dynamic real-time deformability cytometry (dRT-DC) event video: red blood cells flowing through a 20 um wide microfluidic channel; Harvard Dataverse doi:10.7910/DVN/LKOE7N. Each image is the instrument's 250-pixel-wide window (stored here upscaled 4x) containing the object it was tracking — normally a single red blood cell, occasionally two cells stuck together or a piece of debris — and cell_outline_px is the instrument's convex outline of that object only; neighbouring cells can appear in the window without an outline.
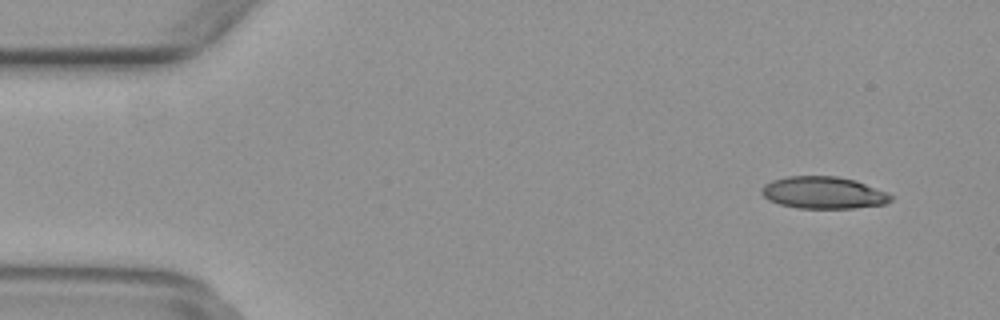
{"species": "common noctule bat (a hibernating species)", "species_latin": "Nyctalus noctula", "temperature_condition": "warm", "stored_images_in_passage": 50, "camera_frame_rate_fps": 3000, "um_per_image_px": 0.085, "animal": {"sex": "female", "body_mass_g": 29.2, "forearm_length_mm": 56.3}, "frame": {"image": 1, "passage_image": 4, "time_ms": 1.0, "image_size_px": [1000, 320], "cell_outline_px": [[892, 200], [884, 204], [856, 208], [796, 208], [780, 204], [768, 200], [760, 192], [760, 188], [764, 184], [772, 180], [788, 176], [836, 176], [856, 180], [888, 192], [892, 196]], "centroid_in_image_um": [69.98, 16.37], "position_along_channel_um": 15.0, "area_um2": 24.33}}
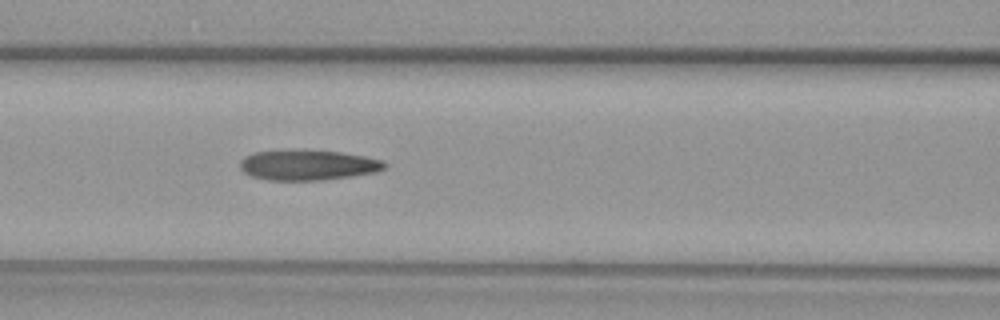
{"frame": {"image": 2, "passage_image": 21, "time_ms": 6.667, "image_size_px": [1000, 320], "cell_outline_px": [[388, 168], [376, 172], [352, 176], [320, 180], [268, 180], [252, 176], [244, 172], [240, 168], [240, 160], [244, 156], [256, 152], [340, 152], [364, 156], [384, 160], [388, 164]], "centroid_in_image_um": [26.24, 14.06], "position_along_channel_um": 140.4, "area_um2": 24.85}}
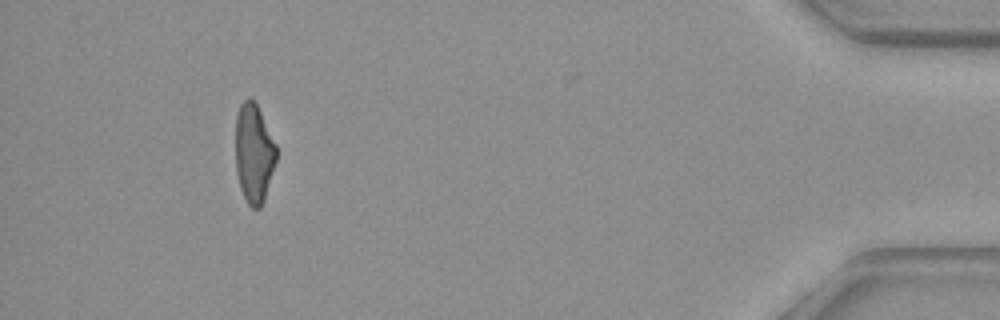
{"frame": {"image": 3, "passage_image": 46, "time_ms": 15.0, "image_size_px": [1000, 320], "cell_outline_px": [[276, 160], [264, 200], [260, 208], [252, 208], [248, 204], [240, 188], [236, 172], [236, 116], [240, 104], [248, 96], [256, 104], [276, 144]], "centroid_in_image_um": [21.57, 13.03], "position_along_channel_um": 413.6, "area_um2": 23.35}}